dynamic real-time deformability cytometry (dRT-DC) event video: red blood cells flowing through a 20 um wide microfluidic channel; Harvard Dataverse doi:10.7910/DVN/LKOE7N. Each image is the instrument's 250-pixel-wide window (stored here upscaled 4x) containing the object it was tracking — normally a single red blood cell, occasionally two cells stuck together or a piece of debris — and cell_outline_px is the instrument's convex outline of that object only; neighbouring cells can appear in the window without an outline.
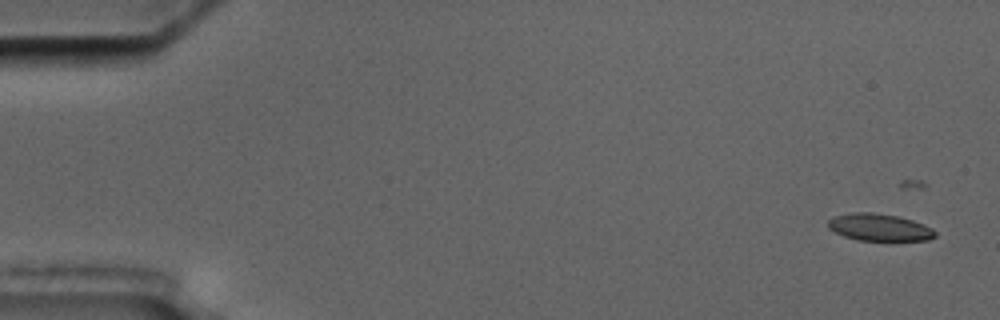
{"species": "common noctule bat (a hibernating species)", "species_latin": "Nyctalus noctula", "temperature_condition": "cold", "stored_images_in_passage": 6, "camera_frame_rate_fps": 3000, "um_per_image_px": 0.085, "animal": {"sex": "male", "body_mass_g": 17.5, "forearm_length_mm": 52.3}, "frame": {"image": 1, "passage_image": 1, "time_ms": 0.0, "image_size_px": [1000, 320], "cell_outline_px": [[936, 236], [928, 240], [888, 244], [856, 240], [844, 236], [828, 228], [828, 220], [832, 216], [852, 212], [872, 212], [896, 216], [912, 220], [924, 224], [932, 228], [936, 232]], "centroid_in_image_um": [74.78, 19.38], "position_along_channel_um": 10.2, "area_um2": 17.98}}
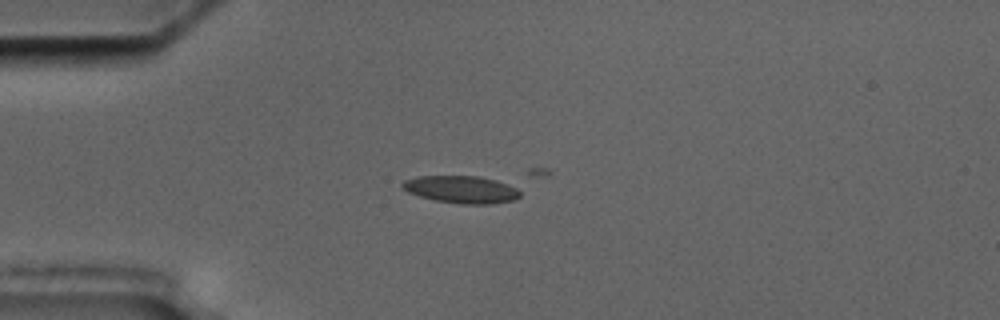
{"frame": {"image": 2, "passage_image": 4, "time_ms": 4.333, "image_size_px": [1000, 320], "cell_outline_px": [[520, 196], [512, 200], [492, 204], [460, 204], [436, 200], [420, 196], [408, 192], [400, 184], [404, 180], [416, 176], [480, 176], [496, 180], [516, 188], [520, 192]], "centroid_in_image_um": [39.2, 16.1], "position_along_channel_um": 45.8, "area_um2": 18.67}}